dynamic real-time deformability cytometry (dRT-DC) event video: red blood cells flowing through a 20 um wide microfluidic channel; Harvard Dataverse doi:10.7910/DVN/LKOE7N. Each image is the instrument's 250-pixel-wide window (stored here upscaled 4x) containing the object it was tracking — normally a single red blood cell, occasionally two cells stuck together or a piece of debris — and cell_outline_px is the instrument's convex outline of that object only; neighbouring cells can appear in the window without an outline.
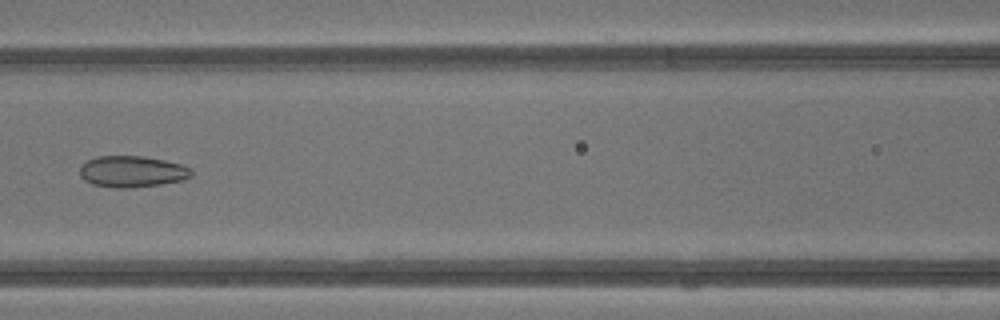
{"species": "common noctule bat (a hibernating species)", "species_latin": "Nyctalus noctula", "temperature_condition": "warm", "stored_images_in_passage": 32, "camera_frame_rate_fps": 3000, "um_per_image_px": 0.085, "animal": {"sex": "male", "body_mass_g": 13.3}, "frame": {"image": 1, "passage_image": 9, "time_ms": 2.667, "image_size_px": [1000, 320], "cell_outline_px": [[192, 176], [180, 180], [160, 184], [132, 188], [116, 188], [92, 184], [84, 180], [80, 176], [80, 164], [96, 156], [144, 156], [164, 160], [180, 164], [192, 168]], "centroid_in_image_um": [11.2, 14.58], "position_along_channel_um": 155.4, "area_um2": 20.46}}
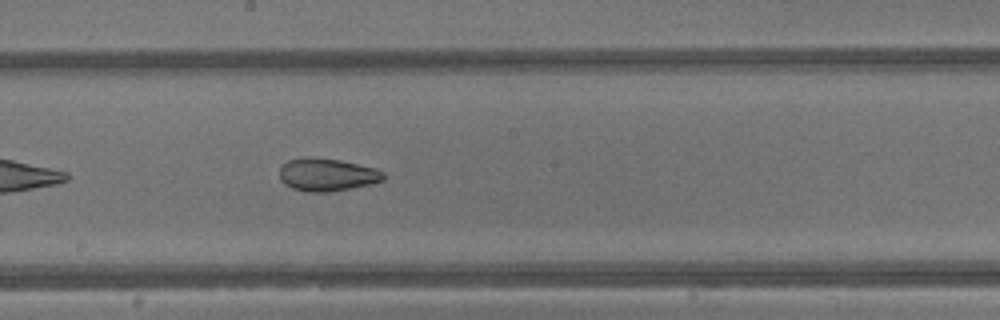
{"frame": {"image": 2, "passage_image": 13, "time_ms": 4.0, "image_size_px": [1000, 320], "cell_outline_px": [[384, 180], [368, 184], [328, 192], [308, 192], [292, 188], [284, 184], [280, 180], [280, 168], [288, 160], [304, 156], [312, 156], [340, 160], [376, 168], [384, 172]], "centroid_in_image_um": [27.76, 14.83], "position_along_channel_um": 220.4, "area_um2": 19.88}}
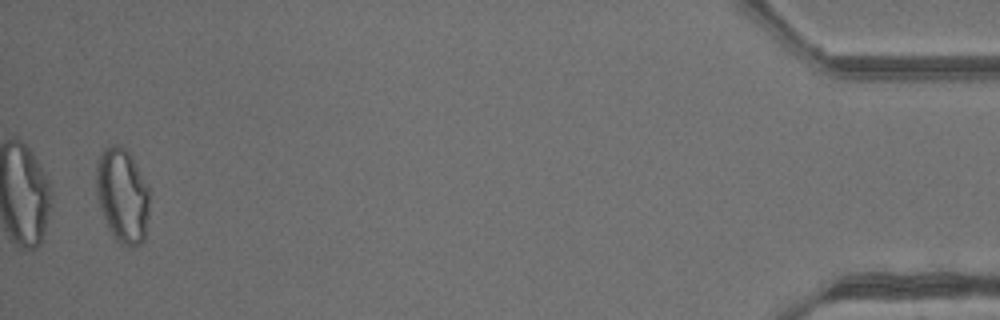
{"frame": {"image": 3, "passage_image": 31, "time_ms": 10.0, "image_size_px": [1000, 320], "cell_outline_px": [[148, 216], [144, 240], [140, 244], [132, 248], [120, 244], [116, 240], [108, 228], [104, 220], [96, 200], [96, 164], [104, 148], [112, 144], [120, 144], [128, 152], [148, 188]], "centroid_in_image_um": [10.36, 16.65], "position_along_channel_um": 424.8, "area_um2": 29.36}, "authors_computed_cell_mechanics": {"area_um2": 21.5883, "velocity_mm_per_s": 4.8847, "shape_relaxation_time_tau1_ms": null, "shape_relaxation_time_tau2_ms": 1.3374, "deformation_change_tau1": null, "deformation_change_tau2": 0.072}}